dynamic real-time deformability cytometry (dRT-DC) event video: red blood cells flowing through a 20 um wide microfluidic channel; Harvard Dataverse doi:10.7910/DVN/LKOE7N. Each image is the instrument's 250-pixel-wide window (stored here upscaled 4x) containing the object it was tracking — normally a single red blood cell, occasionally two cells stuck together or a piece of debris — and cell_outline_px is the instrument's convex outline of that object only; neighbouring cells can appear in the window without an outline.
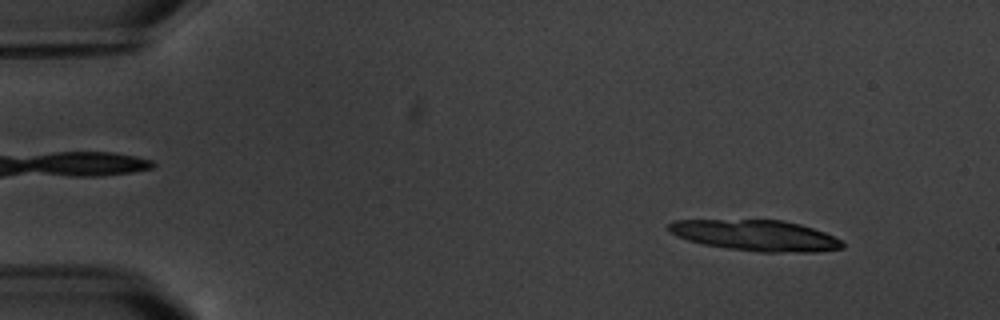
{"species": "common noctule bat (a hibernating species)", "species_latin": "Nyctalus noctula", "temperature_condition": "warm", "stored_images_in_passage": 5, "camera_frame_rate_fps": 3000, "um_per_image_px": 0.085, "animal": {"sex": "male", "body_mass_g": 20.1, "forearm_length_mm": 53.5}, "frame": {"image": 1, "passage_image": 1, "time_ms": 0.0, "image_size_px": [1000, 320], "cell_outline_px": [[844, 248], [816, 252], [760, 252], [724, 248], [704, 244], [688, 240], [676, 236], [668, 228], [668, 224], [676, 220], [784, 220], [800, 224], [824, 232], [840, 240], [844, 244]], "centroid_in_image_um": [64.25, 20.02], "position_along_channel_um": 20.7, "area_um2": 31.15}}
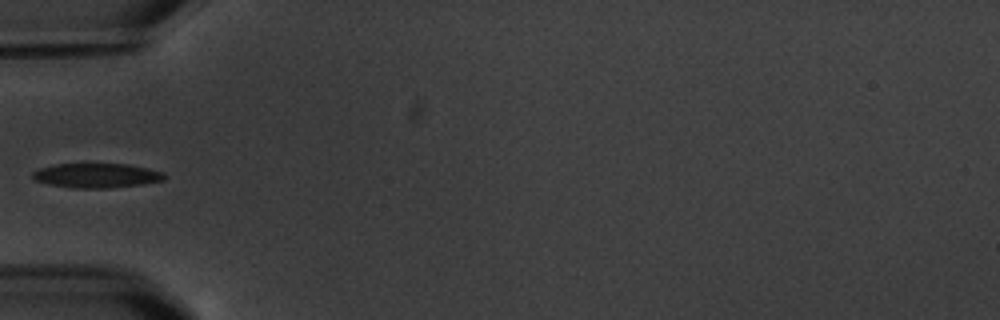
{"frame": {"image": 2, "passage_image": 5, "time_ms": 4.667, "image_size_px": [1000, 320], "cell_outline_px": [[164, 180], [144, 184], [108, 188], [72, 188], [48, 184], [36, 180], [32, 176], [32, 172], [40, 168], [56, 164], [128, 164], [148, 168], [164, 172]], "centroid_in_image_um": [8.22, 14.92], "position_along_channel_um": 76.8, "area_um2": 18.79}}